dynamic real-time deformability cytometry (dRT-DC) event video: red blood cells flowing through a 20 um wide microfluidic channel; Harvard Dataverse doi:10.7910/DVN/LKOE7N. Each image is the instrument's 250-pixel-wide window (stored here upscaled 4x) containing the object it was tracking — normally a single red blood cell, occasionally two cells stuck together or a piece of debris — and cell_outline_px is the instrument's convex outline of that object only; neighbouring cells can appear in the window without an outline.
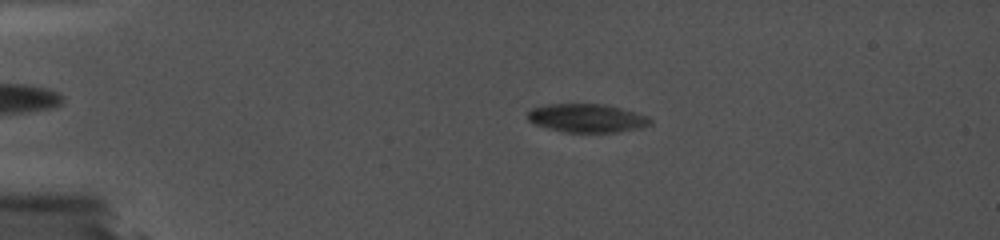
{"species": "common noctule bat (a hibernating species)", "species_latin": "Nyctalus noctula", "temperature_condition": "cold", "stored_images_in_passage": 75, "camera_frame_rate_fps": 5000, "um_per_image_px": 0.085, "animal": {"sex": "female", "body_mass_g": 19.0, "forearm_length_mm": 56.7}, "frame": {"image": 1, "passage_image": 21, "time_ms": 4.0, "image_size_px": [1000, 240], "cell_outline_px": [[652, 124], [640, 128], [616, 132], [564, 132], [548, 128], [536, 124], [528, 120], [528, 112], [532, 108], [548, 104], [604, 104], [620, 108], [648, 116], [652, 120]], "centroid_in_image_um": [49.9, 10.04], "position_along_channel_um": 35.1, "area_um2": 20.23}}
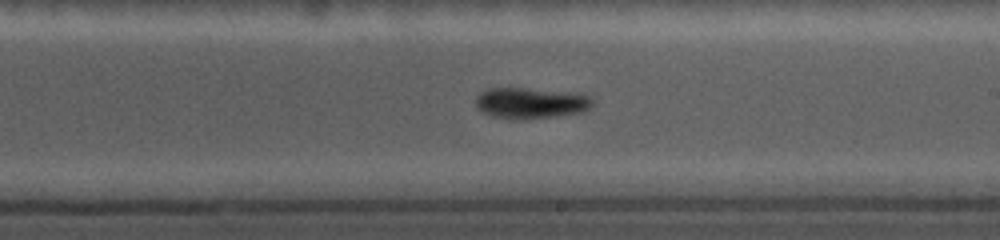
{"frame": {"image": 2, "passage_image": 57, "time_ms": 11.2, "image_size_px": [1000, 240], "cell_outline_px": [[592, 104], [588, 108], [580, 112], [524, 120], [512, 120], [492, 116], [480, 112], [476, 108], [476, 96], [480, 92], [488, 88], [524, 88], [580, 92], [588, 96], [592, 100]], "centroid_in_image_um": [45.05, 8.75], "position_along_channel_um": 243.9, "area_um2": 21.39}}
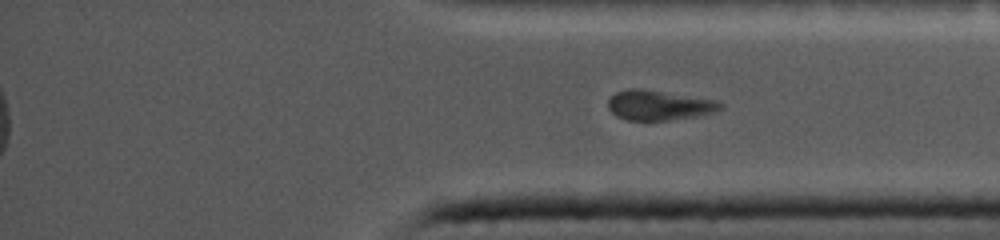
{"frame": {"image": 3, "passage_image": 75, "time_ms": 14.8, "image_size_px": [1000, 240], "cell_outline_px": [[724, 108], [716, 112], [696, 116], [668, 120], [628, 120], [616, 116], [608, 108], [608, 100], [616, 92], [628, 88], [640, 88], [716, 100], [724, 104]], "centroid_in_image_um": [56.03, 8.94], "position_along_channel_um": 379.2, "area_um2": 19.59}}